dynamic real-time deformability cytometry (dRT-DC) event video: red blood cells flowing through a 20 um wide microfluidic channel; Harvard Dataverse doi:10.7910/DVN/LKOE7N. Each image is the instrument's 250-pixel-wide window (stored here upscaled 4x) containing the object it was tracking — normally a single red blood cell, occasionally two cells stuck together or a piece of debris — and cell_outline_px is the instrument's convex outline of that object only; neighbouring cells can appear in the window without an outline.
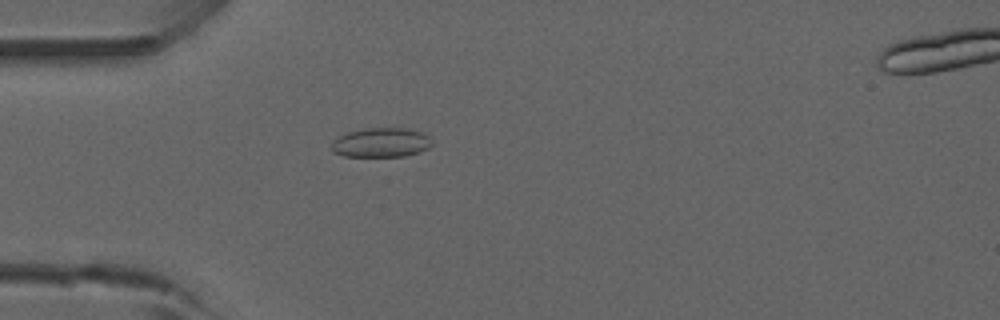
{"species": "common noctule bat (a hibernating species)", "species_latin": "Nyctalus noctula", "temperature_condition": "room temperature", "stored_images_in_passage": 52, "camera_frame_rate_fps": 3000, "um_per_image_px": 0.085, "animal": {"sex": "male", "forearm_length_mm": 52.5}, "frame": {"image": 1, "passage_image": 15, "time_ms": 4.667, "image_size_px": [1000, 320], "cell_outline_px": [[432, 144], [428, 148], [420, 152], [404, 156], [344, 156], [332, 152], [332, 140], [348, 132], [364, 128], [408, 128], [424, 132], [428, 136]], "centroid_in_image_um": [32.4, 12.11], "position_along_channel_um": 52.6, "area_um2": 17.28}}
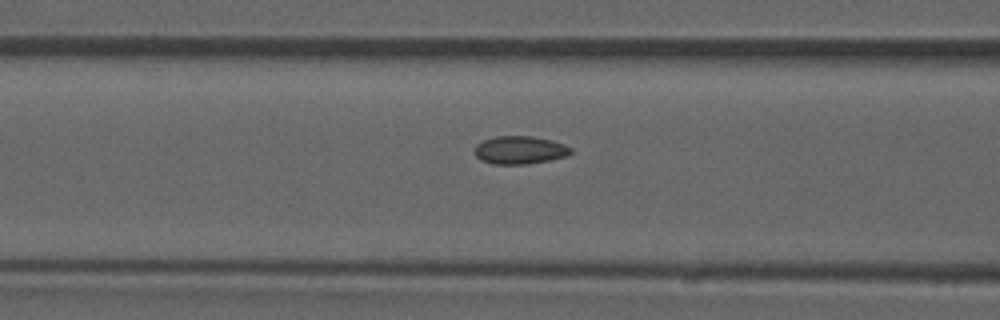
{"frame": {"image": 2, "passage_image": 21, "time_ms": 6.667, "image_size_px": [1000, 320], "cell_outline_px": [[572, 152], [568, 156], [548, 160], [524, 164], [492, 164], [480, 160], [476, 156], [476, 144], [484, 140], [496, 136], [532, 136], [552, 140], [564, 144], [572, 148]], "centroid_in_image_um": [44.2, 12.75], "position_along_channel_um": 122.4, "area_um2": 15.66}}
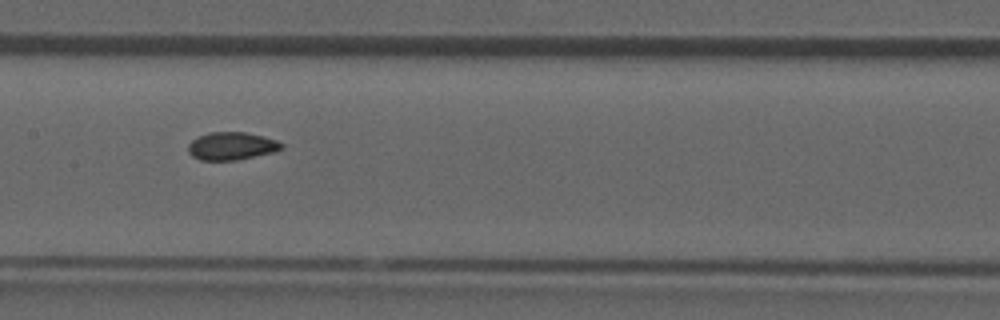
{"frame": {"image": 3, "passage_image": 26, "time_ms": 8.333, "image_size_px": [1000, 320], "cell_outline_px": [[284, 148], [272, 152], [236, 160], [200, 160], [192, 156], [188, 152], [188, 144], [196, 136], [208, 132], [244, 132], [264, 136], [276, 140], [284, 144]], "centroid_in_image_um": [19.66, 12.4], "position_along_channel_um": 187.7, "area_um2": 15.2}, "authors_computed_cell_mechanics": {"area_um2": 15.3459, "velocity_mm_per_s": 3.9184, "shape_relaxation_time_tau1_ms": null, "shape_relaxation_time_tau2_ms": 1.0814, "deformation_change_tau1": null, "deformation_change_tau2": 0.0501}}